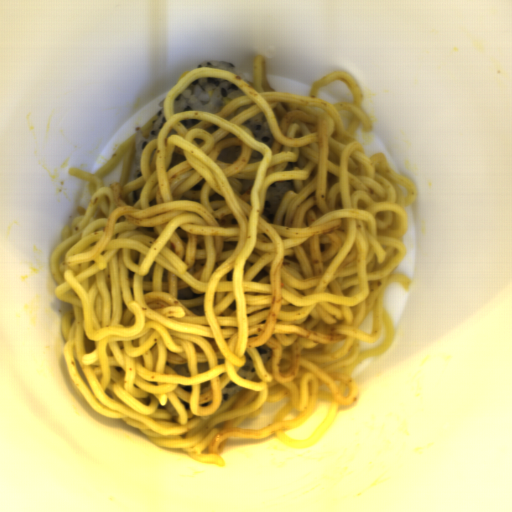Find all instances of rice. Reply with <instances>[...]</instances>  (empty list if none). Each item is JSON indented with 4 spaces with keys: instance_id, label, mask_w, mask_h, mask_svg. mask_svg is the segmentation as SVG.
Masks as SVG:
<instances>
[{
    "instance_id": "obj_1",
    "label": "rice",
    "mask_w": 512,
    "mask_h": 512,
    "mask_svg": "<svg viewBox=\"0 0 512 512\" xmlns=\"http://www.w3.org/2000/svg\"><path fill=\"white\" fill-rule=\"evenodd\" d=\"M246 96L242 90L225 79L205 77L184 87L173 102L174 112L200 110L218 114L234 98Z\"/></svg>"
},
{
    "instance_id": "obj_2",
    "label": "rice",
    "mask_w": 512,
    "mask_h": 512,
    "mask_svg": "<svg viewBox=\"0 0 512 512\" xmlns=\"http://www.w3.org/2000/svg\"><path fill=\"white\" fill-rule=\"evenodd\" d=\"M154 115H158V118L155 122H153L152 131L149 134V136L145 138V136L141 132L142 129L137 134L134 135L135 150L127 183L134 182L136 179L140 177L143 148L147 143H149L152 139L158 136L161 128L167 122L163 105Z\"/></svg>"
},
{
    "instance_id": "obj_3",
    "label": "rice",
    "mask_w": 512,
    "mask_h": 512,
    "mask_svg": "<svg viewBox=\"0 0 512 512\" xmlns=\"http://www.w3.org/2000/svg\"><path fill=\"white\" fill-rule=\"evenodd\" d=\"M294 189V181H274L267 193L262 216L269 221L274 218L283 197Z\"/></svg>"
},
{
    "instance_id": "obj_4",
    "label": "rice",
    "mask_w": 512,
    "mask_h": 512,
    "mask_svg": "<svg viewBox=\"0 0 512 512\" xmlns=\"http://www.w3.org/2000/svg\"><path fill=\"white\" fill-rule=\"evenodd\" d=\"M242 125H245L249 128L256 140L267 143L268 148H273V133L268 128L258 124L254 120H249Z\"/></svg>"
},
{
    "instance_id": "obj_5",
    "label": "rice",
    "mask_w": 512,
    "mask_h": 512,
    "mask_svg": "<svg viewBox=\"0 0 512 512\" xmlns=\"http://www.w3.org/2000/svg\"><path fill=\"white\" fill-rule=\"evenodd\" d=\"M203 66H209V67H214V68L222 69L225 71H229V72L235 73L238 76L247 80L245 78V76L232 63H229L227 61H215V60L214 61H205V62L197 65L196 68L203 67Z\"/></svg>"
},
{
    "instance_id": "obj_6",
    "label": "rice",
    "mask_w": 512,
    "mask_h": 512,
    "mask_svg": "<svg viewBox=\"0 0 512 512\" xmlns=\"http://www.w3.org/2000/svg\"><path fill=\"white\" fill-rule=\"evenodd\" d=\"M241 146H227L222 148L218 160L226 163H234L240 153Z\"/></svg>"
},
{
    "instance_id": "obj_7",
    "label": "rice",
    "mask_w": 512,
    "mask_h": 512,
    "mask_svg": "<svg viewBox=\"0 0 512 512\" xmlns=\"http://www.w3.org/2000/svg\"><path fill=\"white\" fill-rule=\"evenodd\" d=\"M238 375L242 379H249V380L256 375L252 357L246 356L245 363L242 366V368L239 370Z\"/></svg>"
},
{
    "instance_id": "obj_8",
    "label": "rice",
    "mask_w": 512,
    "mask_h": 512,
    "mask_svg": "<svg viewBox=\"0 0 512 512\" xmlns=\"http://www.w3.org/2000/svg\"><path fill=\"white\" fill-rule=\"evenodd\" d=\"M241 388L234 382H230L222 389L221 400L222 402L236 394Z\"/></svg>"
},
{
    "instance_id": "obj_9",
    "label": "rice",
    "mask_w": 512,
    "mask_h": 512,
    "mask_svg": "<svg viewBox=\"0 0 512 512\" xmlns=\"http://www.w3.org/2000/svg\"><path fill=\"white\" fill-rule=\"evenodd\" d=\"M256 349H257V352H258V354H259L263 364L265 362H267L269 357H270V355H271L269 349H266V348L261 347V346L260 347H256Z\"/></svg>"
}]
</instances>
